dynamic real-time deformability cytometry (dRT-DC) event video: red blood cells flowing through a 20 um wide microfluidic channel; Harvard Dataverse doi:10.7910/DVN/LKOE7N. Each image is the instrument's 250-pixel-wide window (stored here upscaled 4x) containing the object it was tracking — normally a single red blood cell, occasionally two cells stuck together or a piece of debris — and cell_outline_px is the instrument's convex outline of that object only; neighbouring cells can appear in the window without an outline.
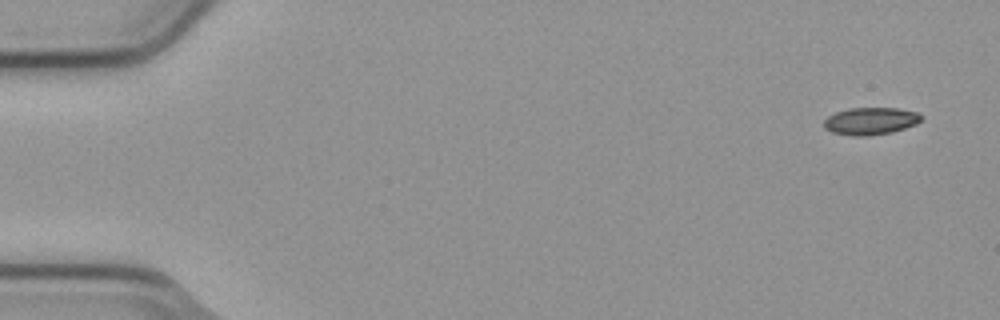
{"species": "common noctule bat (a hibernating species)", "species_latin": "Nyctalus noctula", "temperature_condition": "cold", "stored_images_in_passage": 5, "camera_frame_rate_fps": 3000, "um_per_image_px": 0.085, "animal": {"sex": "male", "body_mass_g": 23.1, "forearm_length_mm": 52.7}, "frame": {"image": 1, "passage_image": 1, "time_ms": 0.0, "image_size_px": [1000, 320], "cell_outline_px": [[924, 116], [916, 124], [892, 132], [868, 136], [852, 136], [832, 132], [824, 128], [824, 120], [828, 116], [836, 112], [848, 108], [900, 108], [916, 112]], "centroid_in_image_um": [73.99, 10.29], "position_along_channel_um": 11.0, "area_um2": 15.55}}
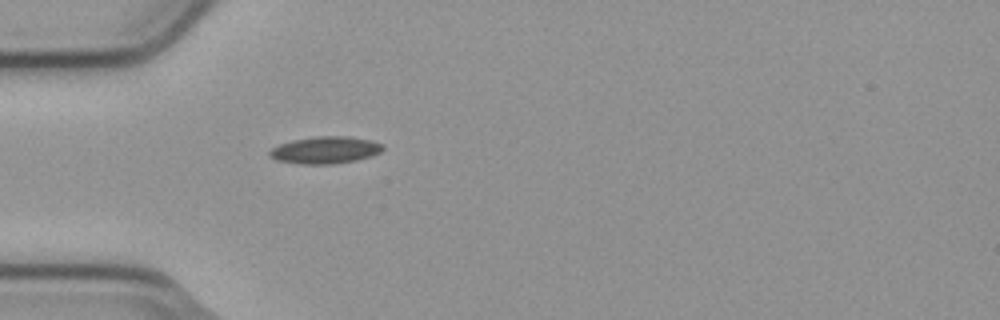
{"frame": {"image": 2, "passage_image": 5, "time_ms": 1.333, "image_size_px": [1000, 320], "cell_outline_px": [[384, 148], [380, 152], [372, 156], [356, 160], [332, 164], [300, 164], [276, 160], [268, 156], [268, 152], [272, 148], [280, 144], [292, 140], [316, 136], [348, 136], [368, 140], [384, 144]], "centroid_in_image_um": [27.63, 12.76], "position_along_channel_um": 57.4, "area_um2": 17.92}}